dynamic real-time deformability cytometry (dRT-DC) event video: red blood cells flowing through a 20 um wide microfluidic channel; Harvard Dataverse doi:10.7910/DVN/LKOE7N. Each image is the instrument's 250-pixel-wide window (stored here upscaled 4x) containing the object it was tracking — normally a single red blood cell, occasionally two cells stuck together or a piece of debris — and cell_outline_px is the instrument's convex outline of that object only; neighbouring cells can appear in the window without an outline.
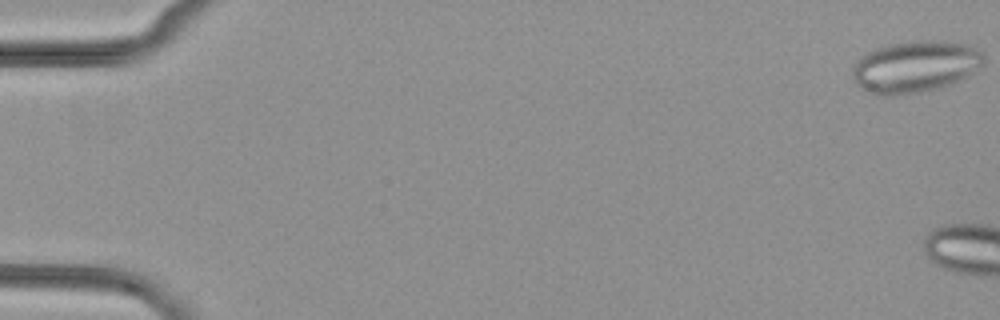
{"species": "common noctule bat (a hibernating species)", "species_latin": "Nyctalus noctula", "temperature_condition": "cold", "stored_images_in_passage": 5, "camera_frame_rate_fps": 3000, "um_per_image_px": 0.085, "animal": {"sex": "female", "body_mass_g": 29.2, "forearm_length_mm": 56.3}, "frame": {"image": 1, "passage_image": 1, "time_ms": 0.0, "image_size_px": [1000, 320], "cell_outline_px": [[984, 60], [968, 76], [948, 84], [936, 88], [916, 92], [892, 96], [884, 96], [872, 92], [856, 84], [852, 76], [852, 68], [868, 52], [876, 48], [888, 44], [916, 40], [932, 40], [968, 44], [976, 48], [984, 56]], "centroid_in_image_um": [77.78, 5.65], "position_along_channel_um": 7.2, "area_um2": 38.84}}